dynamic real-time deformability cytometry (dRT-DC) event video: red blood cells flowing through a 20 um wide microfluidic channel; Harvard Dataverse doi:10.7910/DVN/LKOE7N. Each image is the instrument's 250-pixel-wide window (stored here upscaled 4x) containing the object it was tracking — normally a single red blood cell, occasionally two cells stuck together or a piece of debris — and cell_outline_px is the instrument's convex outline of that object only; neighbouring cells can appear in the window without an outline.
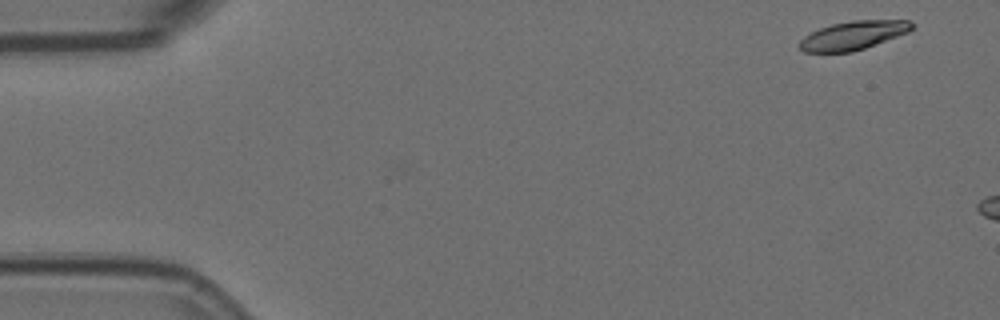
{"species": "Egyptian fruit bat (a non-hibernating species)", "species_latin": "Rousettus aegyptiacus", "temperature_condition": "room temperature", "stored_images_in_passage": 4, "camera_frame_rate_fps": 3000, "um_per_image_px": 0.085, "animal": {"sex": "female"}, "frame": {"image": 1, "passage_image": 1, "time_ms": 0.0, "image_size_px": [1000, 320], "cell_outline_px": [[916, 24], [908, 32], [864, 48], [852, 52], [804, 52], [796, 44], [804, 36], [820, 28], [832, 24], [852, 20], [908, 20]], "centroid_in_image_um": [72.5, 3.0], "position_along_channel_um": 12.5, "area_um2": 18.67}}